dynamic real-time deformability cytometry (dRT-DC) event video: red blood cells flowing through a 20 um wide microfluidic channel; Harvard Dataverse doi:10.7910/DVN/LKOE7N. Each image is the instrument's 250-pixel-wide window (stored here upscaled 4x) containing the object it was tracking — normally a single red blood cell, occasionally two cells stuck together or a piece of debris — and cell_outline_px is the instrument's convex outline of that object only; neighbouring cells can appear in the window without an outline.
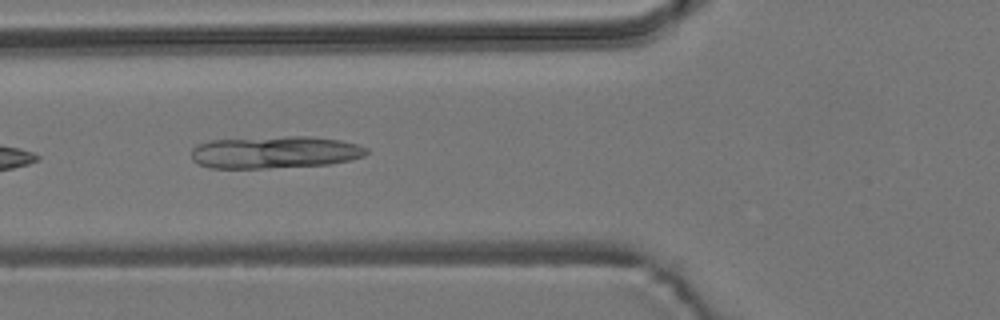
{"species": "common noctule bat (a hibernating species)", "species_latin": "Nyctalus noctula", "temperature_condition": "room temperature", "stored_images_in_passage": 10, "camera_frame_rate_fps": 3000, "um_per_image_px": 0.085, "animal": {"sex": "male", "body_mass_g": 19.2, "forearm_length_mm": 51.8}, "frame": {"image": 1, "passage_image": 5, "time_ms": 5.333, "image_size_px": [1000, 320], "cell_outline_px": [[368, 152], [364, 156], [348, 160], [328, 164], [264, 168], [212, 168], [200, 164], [192, 160], [192, 148], [196, 144], [208, 140], [288, 136], [308, 136], [340, 140], [356, 144], [368, 148]], "centroid_in_image_um": [23.33, 12.93], "position_along_channel_um": 102.5, "area_um2": 32.83}}
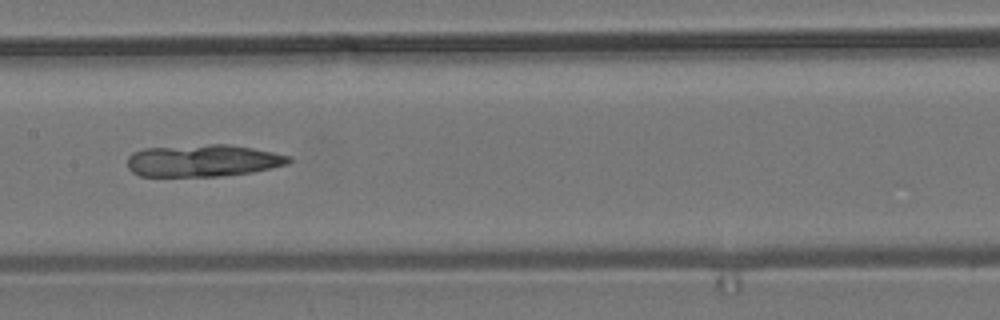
{"frame": {"image": 2, "passage_image": 7, "time_ms": 7.667, "image_size_px": [1000, 320], "cell_outline_px": [[292, 160], [288, 164], [272, 168], [252, 172], [220, 176], [140, 176], [132, 172], [128, 168], [128, 156], [132, 152], [144, 148], [208, 144], [228, 144], [252, 148], [292, 156]], "centroid_in_image_um": [17.25, 13.65], "position_along_channel_um": 190.1, "area_um2": 30.35}}
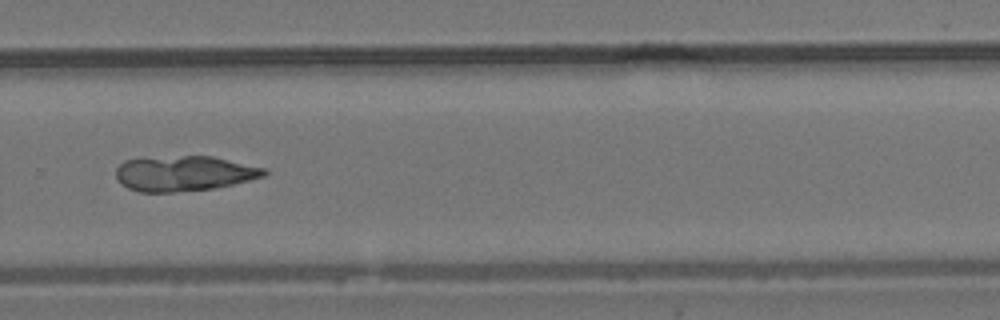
{"frame": {"image": 3, "passage_image": 10, "time_ms": 11.0, "image_size_px": [1000, 320], "cell_outline_px": [[268, 172], [264, 176], [216, 188], [172, 192], [140, 192], [128, 188], [120, 184], [116, 176], [116, 168], [124, 160], [184, 156], [212, 156], [268, 168]], "centroid_in_image_um": [15.67, 14.75], "position_along_channel_um": 314.1, "area_um2": 30.29}}